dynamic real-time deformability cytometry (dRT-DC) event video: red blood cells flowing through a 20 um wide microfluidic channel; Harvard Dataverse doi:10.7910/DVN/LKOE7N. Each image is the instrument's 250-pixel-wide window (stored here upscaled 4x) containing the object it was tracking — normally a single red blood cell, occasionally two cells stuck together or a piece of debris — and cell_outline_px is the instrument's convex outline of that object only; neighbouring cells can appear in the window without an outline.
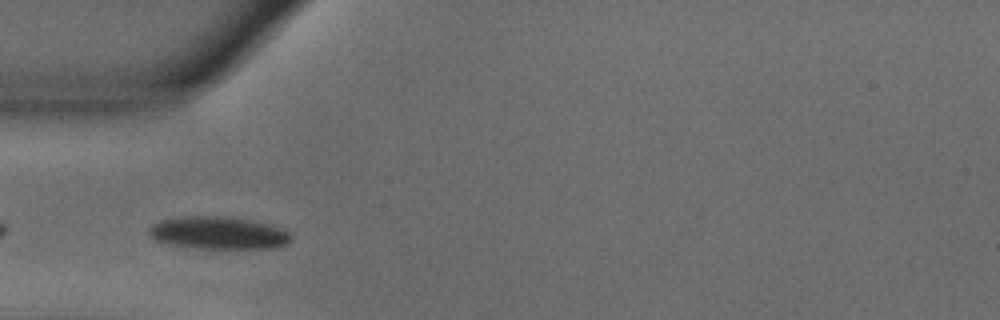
{"species": "common noctule bat (a hibernating species)", "species_latin": "Nyctalus noctula", "temperature_condition": "warm", "stored_images_in_passage": 22, "camera_frame_rate_fps": 3000, "um_per_image_px": 0.085, "animal": {"sex": "male", "body_mass_g": 18.8}, "frame": {"image": 1, "passage_image": 2, "time_ms": 0.333, "image_size_px": [1000, 320], "cell_outline_px": [[292, 240], [288, 244], [276, 248], [196, 248], [168, 244], [152, 240], [148, 236], [148, 228], [152, 224], [160, 220], [184, 216], [224, 216], [248, 220], [280, 228], [288, 232], [292, 236]], "centroid_in_image_um": [18.5, 19.81], "position_along_channel_um": 66.5, "area_um2": 27.05}}
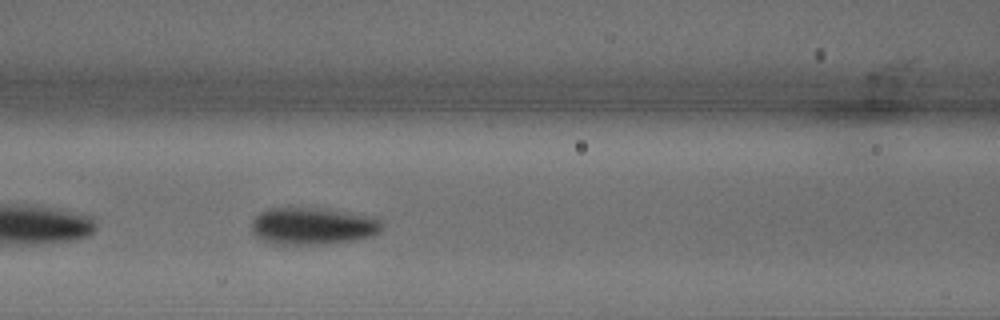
{"frame": {"image": 2, "passage_image": 8, "time_ms": 2.333, "image_size_px": [1000, 320], "cell_outline_px": [[384, 228], [380, 232], [372, 236], [332, 244], [272, 244], [260, 240], [252, 232], [252, 220], [260, 212], [272, 208], [320, 208], [380, 216], [384, 224]], "centroid_in_image_um": [26.66, 19.21], "position_along_channel_um": 139.9, "area_um2": 28.84}}
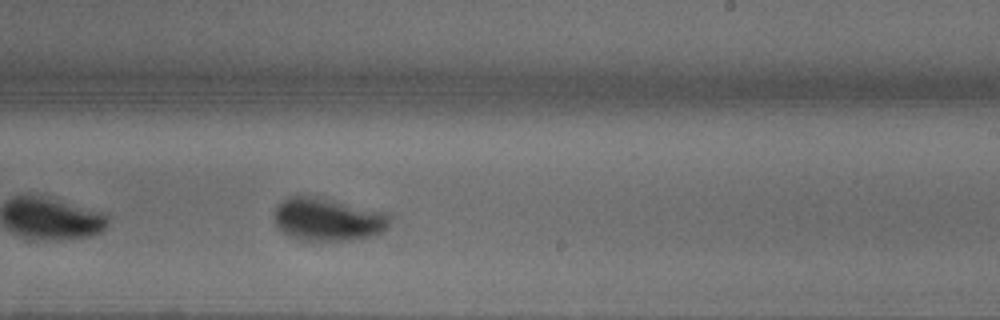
{"frame": {"image": 3, "passage_image": 18, "time_ms": 5.667, "image_size_px": [1000, 320], "cell_outline_px": [[392, 216], [388, 228], [384, 232], [372, 236], [352, 240], [300, 240], [288, 236], [276, 224], [276, 204], [288, 196], [304, 196], [392, 212]], "centroid_in_image_um": [27.95, 18.67], "position_along_channel_um": 261.1, "area_um2": 28.78}}